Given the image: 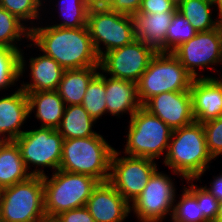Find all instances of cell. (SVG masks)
Masks as SVG:
<instances>
[{
  "label": "cell",
  "instance_id": "74e56055",
  "mask_svg": "<svg viewBox=\"0 0 222 222\" xmlns=\"http://www.w3.org/2000/svg\"><path fill=\"white\" fill-rule=\"evenodd\" d=\"M213 181H210V185L207 189L219 202H222V173L219 176H213Z\"/></svg>",
  "mask_w": 222,
  "mask_h": 222
},
{
  "label": "cell",
  "instance_id": "8d00e7d4",
  "mask_svg": "<svg viewBox=\"0 0 222 222\" xmlns=\"http://www.w3.org/2000/svg\"><path fill=\"white\" fill-rule=\"evenodd\" d=\"M142 0H113L109 9L124 15H136Z\"/></svg>",
  "mask_w": 222,
  "mask_h": 222
},
{
  "label": "cell",
  "instance_id": "ba28073f",
  "mask_svg": "<svg viewBox=\"0 0 222 222\" xmlns=\"http://www.w3.org/2000/svg\"><path fill=\"white\" fill-rule=\"evenodd\" d=\"M14 141L31 175L43 177L45 168H51L53 173L59 169L64 138L57 129L39 127L25 130ZM33 165L35 169L32 170Z\"/></svg>",
  "mask_w": 222,
  "mask_h": 222
},
{
  "label": "cell",
  "instance_id": "e575fe53",
  "mask_svg": "<svg viewBox=\"0 0 222 222\" xmlns=\"http://www.w3.org/2000/svg\"><path fill=\"white\" fill-rule=\"evenodd\" d=\"M54 219L57 222H95L86 206L64 211Z\"/></svg>",
  "mask_w": 222,
  "mask_h": 222
},
{
  "label": "cell",
  "instance_id": "d4e9b609",
  "mask_svg": "<svg viewBox=\"0 0 222 222\" xmlns=\"http://www.w3.org/2000/svg\"><path fill=\"white\" fill-rule=\"evenodd\" d=\"M211 8H214L212 0H185L177 11L190 22L197 32H207L222 24L219 17L213 20L214 17H211L213 9Z\"/></svg>",
  "mask_w": 222,
  "mask_h": 222
},
{
  "label": "cell",
  "instance_id": "f35d334b",
  "mask_svg": "<svg viewBox=\"0 0 222 222\" xmlns=\"http://www.w3.org/2000/svg\"><path fill=\"white\" fill-rule=\"evenodd\" d=\"M113 0H86L89 9L109 8Z\"/></svg>",
  "mask_w": 222,
  "mask_h": 222
},
{
  "label": "cell",
  "instance_id": "4dcf8cb0",
  "mask_svg": "<svg viewBox=\"0 0 222 222\" xmlns=\"http://www.w3.org/2000/svg\"><path fill=\"white\" fill-rule=\"evenodd\" d=\"M47 0H0V6L12 13L15 17H17L24 24L25 22L31 24L29 29H32L35 24V20L37 23V19L43 20L41 14H45L46 9L43 7ZM44 8V9H42ZM43 13H40L42 12ZM33 24V25H32Z\"/></svg>",
  "mask_w": 222,
  "mask_h": 222
},
{
  "label": "cell",
  "instance_id": "83f0119b",
  "mask_svg": "<svg viewBox=\"0 0 222 222\" xmlns=\"http://www.w3.org/2000/svg\"><path fill=\"white\" fill-rule=\"evenodd\" d=\"M105 94V74L100 71L89 82L81 104L96 121L107 114Z\"/></svg>",
  "mask_w": 222,
  "mask_h": 222
},
{
  "label": "cell",
  "instance_id": "f546056e",
  "mask_svg": "<svg viewBox=\"0 0 222 222\" xmlns=\"http://www.w3.org/2000/svg\"><path fill=\"white\" fill-rule=\"evenodd\" d=\"M180 200L174 201L173 212L171 215L172 222H210L202 213L198 205L196 196L183 185ZM176 203V204H175Z\"/></svg>",
  "mask_w": 222,
  "mask_h": 222
},
{
  "label": "cell",
  "instance_id": "ac0fdd59",
  "mask_svg": "<svg viewBox=\"0 0 222 222\" xmlns=\"http://www.w3.org/2000/svg\"><path fill=\"white\" fill-rule=\"evenodd\" d=\"M105 100L107 113L120 117L128 113L130 117L142 107L138 98L137 83L116 79L105 75Z\"/></svg>",
  "mask_w": 222,
  "mask_h": 222
},
{
  "label": "cell",
  "instance_id": "cb8c5ba5",
  "mask_svg": "<svg viewBox=\"0 0 222 222\" xmlns=\"http://www.w3.org/2000/svg\"><path fill=\"white\" fill-rule=\"evenodd\" d=\"M96 122L82 105H68L57 130L64 139L87 138L97 134L92 129Z\"/></svg>",
  "mask_w": 222,
  "mask_h": 222
},
{
  "label": "cell",
  "instance_id": "603a6c76",
  "mask_svg": "<svg viewBox=\"0 0 222 222\" xmlns=\"http://www.w3.org/2000/svg\"><path fill=\"white\" fill-rule=\"evenodd\" d=\"M32 176L21 157L15 141H6L0 146V190Z\"/></svg>",
  "mask_w": 222,
  "mask_h": 222
},
{
  "label": "cell",
  "instance_id": "9c48e42d",
  "mask_svg": "<svg viewBox=\"0 0 222 222\" xmlns=\"http://www.w3.org/2000/svg\"><path fill=\"white\" fill-rule=\"evenodd\" d=\"M87 28L99 58L136 39L132 16L111 11L109 8L90 9Z\"/></svg>",
  "mask_w": 222,
  "mask_h": 222
},
{
  "label": "cell",
  "instance_id": "b9f144b4",
  "mask_svg": "<svg viewBox=\"0 0 222 222\" xmlns=\"http://www.w3.org/2000/svg\"><path fill=\"white\" fill-rule=\"evenodd\" d=\"M222 220V202H220V213L218 216V222H220Z\"/></svg>",
  "mask_w": 222,
  "mask_h": 222
},
{
  "label": "cell",
  "instance_id": "4fadbf2b",
  "mask_svg": "<svg viewBox=\"0 0 222 222\" xmlns=\"http://www.w3.org/2000/svg\"><path fill=\"white\" fill-rule=\"evenodd\" d=\"M120 154L121 151L114 150L108 181L130 204L142 193L158 167L154 160L129 155L120 157Z\"/></svg>",
  "mask_w": 222,
  "mask_h": 222
},
{
  "label": "cell",
  "instance_id": "d6986e66",
  "mask_svg": "<svg viewBox=\"0 0 222 222\" xmlns=\"http://www.w3.org/2000/svg\"><path fill=\"white\" fill-rule=\"evenodd\" d=\"M28 66L31 82L23 81L20 86L26 93L57 90L65 69L56 60L41 54L30 57Z\"/></svg>",
  "mask_w": 222,
  "mask_h": 222
},
{
  "label": "cell",
  "instance_id": "2e32d148",
  "mask_svg": "<svg viewBox=\"0 0 222 222\" xmlns=\"http://www.w3.org/2000/svg\"><path fill=\"white\" fill-rule=\"evenodd\" d=\"M190 94L195 121L204 123L222 116V74L219 78H194Z\"/></svg>",
  "mask_w": 222,
  "mask_h": 222
},
{
  "label": "cell",
  "instance_id": "d590c367",
  "mask_svg": "<svg viewBox=\"0 0 222 222\" xmlns=\"http://www.w3.org/2000/svg\"><path fill=\"white\" fill-rule=\"evenodd\" d=\"M177 11L170 0H142L138 13H162Z\"/></svg>",
  "mask_w": 222,
  "mask_h": 222
},
{
  "label": "cell",
  "instance_id": "5b68a950",
  "mask_svg": "<svg viewBox=\"0 0 222 222\" xmlns=\"http://www.w3.org/2000/svg\"><path fill=\"white\" fill-rule=\"evenodd\" d=\"M193 80L172 52H157L137 83L139 101L143 106L160 93L190 90Z\"/></svg>",
  "mask_w": 222,
  "mask_h": 222
},
{
  "label": "cell",
  "instance_id": "e0dca14e",
  "mask_svg": "<svg viewBox=\"0 0 222 222\" xmlns=\"http://www.w3.org/2000/svg\"><path fill=\"white\" fill-rule=\"evenodd\" d=\"M28 117L29 102L22 88L0 97V134L6 141H14L24 132L21 127Z\"/></svg>",
  "mask_w": 222,
  "mask_h": 222
},
{
  "label": "cell",
  "instance_id": "7bdbcfd3",
  "mask_svg": "<svg viewBox=\"0 0 222 222\" xmlns=\"http://www.w3.org/2000/svg\"><path fill=\"white\" fill-rule=\"evenodd\" d=\"M42 222H57L54 218H45Z\"/></svg>",
  "mask_w": 222,
  "mask_h": 222
},
{
  "label": "cell",
  "instance_id": "60d3db41",
  "mask_svg": "<svg viewBox=\"0 0 222 222\" xmlns=\"http://www.w3.org/2000/svg\"><path fill=\"white\" fill-rule=\"evenodd\" d=\"M185 0H170V2L175 6V8H179Z\"/></svg>",
  "mask_w": 222,
  "mask_h": 222
},
{
  "label": "cell",
  "instance_id": "1f68e13d",
  "mask_svg": "<svg viewBox=\"0 0 222 222\" xmlns=\"http://www.w3.org/2000/svg\"><path fill=\"white\" fill-rule=\"evenodd\" d=\"M197 31L190 22L178 11L173 15L164 41V52H172L180 44L189 41Z\"/></svg>",
  "mask_w": 222,
  "mask_h": 222
},
{
  "label": "cell",
  "instance_id": "3957f363",
  "mask_svg": "<svg viewBox=\"0 0 222 222\" xmlns=\"http://www.w3.org/2000/svg\"><path fill=\"white\" fill-rule=\"evenodd\" d=\"M111 146L100 133L87 138L64 139L59 169L88 175L100 182L108 181L115 150Z\"/></svg>",
  "mask_w": 222,
  "mask_h": 222
},
{
  "label": "cell",
  "instance_id": "6da1fadb",
  "mask_svg": "<svg viewBox=\"0 0 222 222\" xmlns=\"http://www.w3.org/2000/svg\"><path fill=\"white\" fill-rule=\"evenodd\" d=\"M30 29L31 43L43 54L52 57L65 70L99 66L88 28H60L46 24Z\"/></svg>",
  "mask_w": 222,
  "mask_h": 222
},
{
  "label": "cell",
  "instance_id": "484cf974",
  "mask_svg": "<svg viewBox=\"0 0 222 222\" xmlns=\"http://www.w3.org/2000/svg\"><path fill=\"white\" fill-rule=\"evenodd\" d=\"M24 50L0 47V91L16 86L27 69ZM23 52V53H22ZM26 67V68H25Z\"/></svg>",
  "mask_w": 222,
  "mask_h": 222
},
{
  "label": "cell",
  "instance_id": "836d02e7",
  "mask_svg": "<svg viewBox=\"0 0 222 222\" xmlns=\"http://www.w3.org/2000/svg\"><path fill=\"white\" fill-rule=\"evenodd\" d=\"M207 149L213 159L222 155V116L202 123Z\"/></svg>",
  "mask_w": 222,
  "mask_h": 222
},
{
  "label": "cell",
  "instance_id": "277c9868",
  "mask_svg": "<svg viewBox=\"0 0 222 222\" xmlns=\"http://www.w3.org/2000/svg\"><path fill=\"white\" fill-rule=\"evenodd\" d=\"M99 182L94 177L60 169L50 178L43 176L46 218H55L64 211L86 206Z\"/></svg>",
  "mask_w": 222,
  "mask_h": 222
},
{
  "label": "cell",
  "instance_id": "8fae6325",
  "mask_svg": "<svg viewBox=\"0 0 222 222\" xmlns=\"http://www.w3.org/2000/svg\"><path fill=\"white\" fill-rule=\"evenodd\" d=\"M170 178L157 169L142 193L130 203V212L140 222H163L168 215L171 218L177 192Z\"/></svg>",
  "mask_w": 222,
  "mask_h": 222
},
{
  "label": "cell",
  "instance_id": "9a60e30c",
  "mask_svg": "<svg viewBox=\"0 0 222 222\" xmlns=\"http://www.w3.org/2000/svg\"><path fill=\"white\" fill-rule=\"evenodd\" d=\"M86 207L95 222H124L131 213L130 204L109 181L98 183Z\"/></svg>",
  "mask_w": 222,
  "mask_h": 222
},
{
  "label": "cell",
  "instance_id": "30bf717a",
  "mask_svg": "<svg viewBox=\"0 0 222 222\" xmlns=\"http://www.w3.org/2000/svg\"><path fill=\"white\" fill-rule=\"evenodd\" d=\"M172 53L194 78H213L211 75H201L198 71H205V67H209L211 71L219 72L212 66L222 65V24L211 31L197 32L193 38L180 44Z\"/></svg>",
  "mask_w": 222,
  "mask_h": 222
},
{
  "label": "cell",
  "instance_id": "44dd1931",
  "mask_svg": "<svg viewBox=\"0 0 222 222\" xmlns=\"http://www.w3.org/2000/svg\"><path fill=\"white\" fill-rule=\"evenodd\" d=\"M26 94L29 102V115L36 111L35 118L41 122L40 127L57 129L65 109V103L58 92L55 90Z\"/></svg>",
  "mask_w": 222,
  "mask_h": 222
},
{
  "label": "cell",
  "instance_id": "5bb4252c",
  "mask_svg": "<svg viewBox=\"0 0 222 222\" xmlns=\"http://www.w3.org/2000/svg\"><path fill=\"white\" fill-rule=\"evenodd\" d=\"M142 107L173 130L195 121L190 90L160 93L150 98Z\"/></svg>",
  "mask_w": 222,
  "mask_h": 222
},
{
  "label": "cell",
  "instance_id": "ab89813d",
  "mask_svg": "<svg viewBox=\"0 0 222 222\" xmlns=\"http://www.w3.org/2000/svg\"><path fill=\"white\" fill-rule=\"evenodd\" d=\"M213 5L217 9L216 11H219L217 16L222 20V0H212Z\"/></svg>",
  "mask_w": 222,
  "mask_h": 222
},
{
  "label": "cell",
  "instance_id": "8992f818",
  "mask_svg": "<svg viewBox=\"0 0 222 222\" xmlns=\"http://www.w3.org/2000/svg\"><path fill=\"white\" fill-rule=\"evenodd\" d=\"M127 128L125 155L155 160L165 153V158L173 129L159 117L141 107L130 117Z\"/></svg>",
  "mask_w": 222,
  "mask_h": 222
},
{
  "label": "cell",
  "instance_id": "7a4b0ae2",
  "mask_svg": "<svg viewBox=\"0 0 222 222\" xmlns=\"http://www.w3.org/2000/svg\"><path fill=\"white\" fill-rule=\"evenodd\" d=\"M163 159V163L182 180L195 179L201 183L202 175L214 160L207 149L202 123L194 121L187 126L174 129Z\"/></svg>",
  "mask_w": 222,
  "mask_h": 222
},
{
  "label": "cell",
  "instance_id": "ffe728a7",
  "mask_svg": "<svg viewBox=\"0 0 222 222\" xmlns=\"http://www.w3.org/2000/svg\"><path fill=\"white\" fill-rule=\"evenodd\" d=\"M176 11L160 13H137L133 15L136 39L164 52V41L168 27Z\"/></svg>",
  "mask_w": 222,
  "mask_h": 222
},
{
  "label": "cell",
  "instance_id": "d6a6232c",
  "mask_svg": "<svg viewBox=\"0 0 222 222\" xmlns=\"http://www.w3.org/2000/svg\"><path fill=\"white\" fill-rule=\"evenodd\" d=\"M195 179H186L188 189L196 196L198 205H200L201 213L210 221L218 222L220 213V202L202 185L198 187L193 184ZM191 185H190V184Z\"/></svg>",
  "mask_w": 222,
  "mask_h": 222
},
{
  "label": "cell",
  "instance_id": "7c38bea8",
  "mask_svg": "<svg viewBox=\"0 0 222 222\" xmlns=\"http://www.w3.org/2000/svg\"><path fill=\"white\" fill-rule=\"evenodd\" d=\"M157 52L153 46L135 39L103 54L99 58V71L112 78L138 83Z\"/></svg>",
  "mask_w": 222,
  "mask_h": 222
},
{
  "label": "cell",
  "instance_id": "4316f807",
  "mask_svg": "<svg viewBox=\"0 0 222 222\" xmlns=\"http://www.w3.org/2000/svg\"><path fill=\"white\" fill-rule=\"evenodd\" d=\"M29 24H24L12 13L0 6V47L22 50L17 45L22 39L30 40Z\"/></svg>",
  "mask_w": 222,
  "mask_h": 222
},
{
  "label": "cell",
  "instance_id": "f1b7e54d",
  "mask_svg": "<svg viewBox=\"0 0 222 222\" xmlns=\"http://www.w3.org/2000/svg\"><path fill=\"white\" fill-rule=\"evenodd\" d=\"M57 3L55 5L56 7L59 6V18L62 17L60 18V23L52 24V26L60 28H82L87 26L90 9L86 4V0H60Z\"/></svg>",
  "mask_w": 222,
  "mask_h": 222
},
{
  "label": "cell",
  "instance_id": "52a82bcc",
  "mask_svg": "<svg viewBox=\"0 0 222 222\" xmlns=\"http://www.w3.org/2000/svg\"><path fill=\"white\" fill-rule=\"evenodd\" d=\"M44 184L42 176H30L0 190V222H42Z\"/></svg>",
  "mask_w": 222,
  "mask_h": 222
},
{
  "label": "cell",
  "instance_id": "ee69618b",
  "mask_svg": "<svg viewBox=\"0 0 222 222\" xmlns=\"http://www.w3.org/2000/svg\"><path fill=\"white\" fill-rule=\"evenodd\" d=\"M6 140L3 138V136L0 134V144H4Z\"/></svg>",
  "mask_w": 222,
  "mask_h": 222
},
{
  "label": "cell",
  "instance_id": "7402d4cb",
  "mask_svg": "<svg viewBox=\"0 0 222 222\" xmlns=\"http://www.w3.org/2000/svg\"><path fill=\"white\" fill-rule=\"evenodd\" d=\"M98 72L99 66L65 70L56 90L65 106L82 104L86 88Z\"/></svg>",
  "mask_w": 222,
  "mask_h": 222
}]
</instances>
